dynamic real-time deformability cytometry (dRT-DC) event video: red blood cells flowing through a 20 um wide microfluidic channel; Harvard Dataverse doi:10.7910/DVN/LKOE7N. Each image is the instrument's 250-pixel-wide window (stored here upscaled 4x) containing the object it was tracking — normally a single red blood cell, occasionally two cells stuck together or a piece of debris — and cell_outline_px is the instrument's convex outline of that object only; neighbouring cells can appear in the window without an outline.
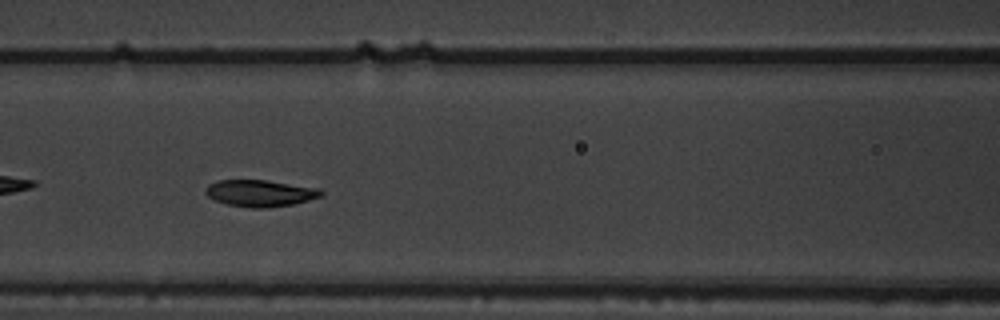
{"species": "common noctule bat (a hibernating species)", "species_latin": "Nyctalus noctula", "temperature_condition": "warm", "stored_images_in_passage": 11, "camera_frame_rate_fps": 3000, "um_per_image_px": 0.085, "animal": {"sex": "male", "body_mass_g": 19.5, "forearm_length_mm": 54.6}, "frame": {"image": 1, "passage_image": 7, "time_ms": 2.0, "image_size_px": [1000, 320], "cell_outline_px": [[324, 196], [292, 204], [268, 208], [248, 208], [228, 204], [216, 200], [208, 196], [204, 192], [204, 188], [208, 184], [216, 180], [264, 180], [320, 188], [324, 192]], "centroid_in_image_um": [22.11, 16.42], "position_along_channel_um": 144.5, "area_um2": 18.09}}
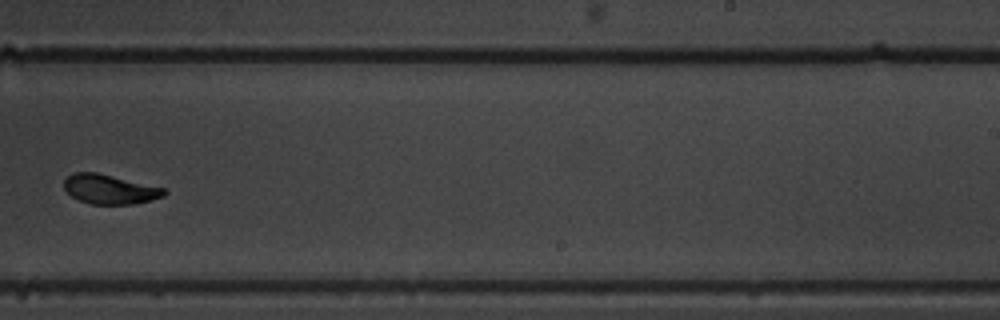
{"frame": {"image": 2, "passage_image": 10, "time_ms": 3.0, "image_size_px": [1000, 320], "cell_outline_px": [[168, 192], [164, 196], [152, 200], [132, 204], [92, 204], [80, 200], [72, 196], [64, 188], [64, 180], [72, 172], [96, 172], [168, 188]], "centroid_in_image_um": [9.38, 16.08], "position_along_channel_um": 279.6, "area_um2": 17.34}}
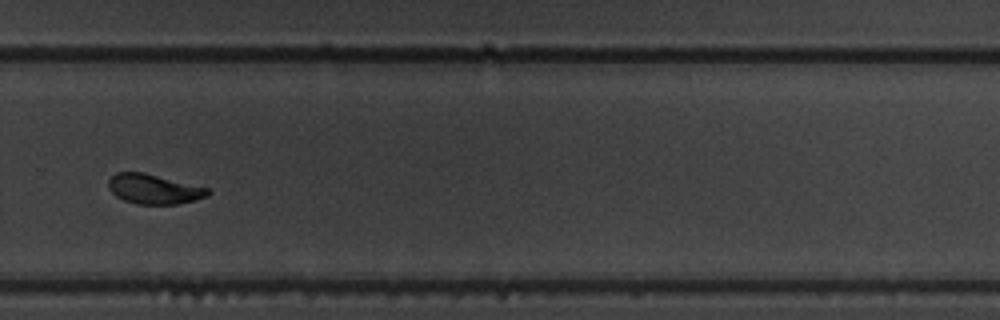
{"frame": {"image": 3, "passage_image": 11, "time_ms": 3.333, "image_size_px": [1000, 320], "cell_outline_px": [[212, 192], [208, 196], [196, 200], [176, 204], [136, 204], [124, 200], [116, 196], [108, 188], [108, 180], [116, 172], [144, 172], [208, 188]], "centroid_in_image_um": [13.08, 16.07], "position_along_channel_um": 316.7, "area_um2": 17.28}}